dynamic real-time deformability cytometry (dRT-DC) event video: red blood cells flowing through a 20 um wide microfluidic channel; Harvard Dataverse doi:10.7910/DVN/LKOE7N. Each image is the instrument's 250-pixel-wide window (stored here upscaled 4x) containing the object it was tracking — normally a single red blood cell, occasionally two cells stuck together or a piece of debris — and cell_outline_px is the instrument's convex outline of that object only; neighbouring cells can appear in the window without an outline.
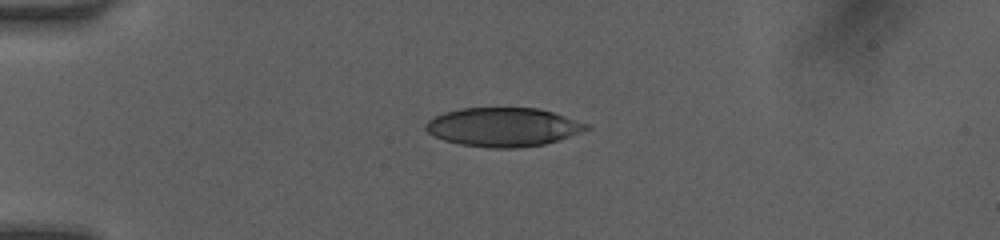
{"species": "human", "species_latin": "Homo sapiens", "temperature_condition": "room temperature", "stored_images_in_passage": 38, "camera_frame_rate_fps": 3000, "um_per_image_px": 0.085, "donor": {"sex": "female"}, "frame": {"image": 1, "passage_image": 1, "time_ms": 0.0, "image_size_px": [1000, 240], "cell_outline_px": [[592, 128], [544, 144], [516, 148], [492, 148], [460, 144], [444, 140], [428, 132], [424, 128], [424, 124], [428, 120], [444, 112], [464, 108], [536, 108], [552, 112], [588, 124]], "centroid_in_image_um": [42.74, 10.8], "position_along_channel_um": 42.3, "area_um2": 35.95}}
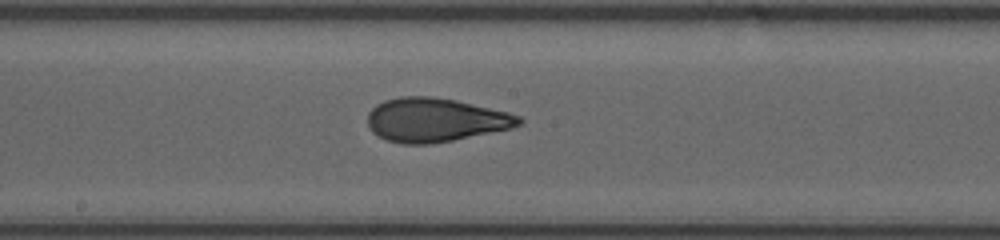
{"frame": {"image": 2, "passage_image": 16, "time_ms": 5.0, "image_size_px": [1000, 240], "cell_outline_px": [[524, 120], [520, 124], [512, 128], [452, 140], [428, 144], [400, 144], [388, 140], [372, 132], [368, 124], [368, 112], [376, 104], [384, 100], [400, 96], [432, 96], [456, 100], [508, 112], [520, 116]], "centroid_in_image_um": [36.99, 10.18], "position_along_channel_um": 211.2, "area_um2": 38.61}}
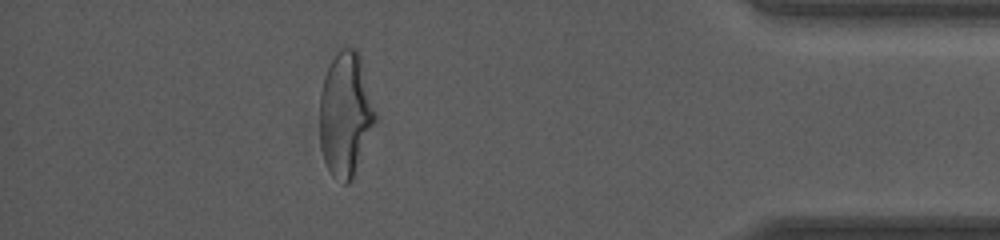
{"frame": {"image": 3, "passage_image": 33, "time_ms": 10.667, "image_size_px": [1000, 240], "cell_outline_px": [[376, 120], [352, 180], [348, 184], [344, 184], [332, 176], [324, 160], [320, 148], [320, 92], [324, 76], [336, 52], [340, 48], [356, 48], [360, 52], [376, 112]], "centroid_in_image_um": [29.36, 9.7], "position_along_channel_um": 405.8, "area_um2": 40.46}, "authors_computed_cell_mechanics": {"area_um2": 38.2636, "velocity_mm_per_s": 4.1215, "shape_relaxation_time_tau1_ms": 5.2059, "shape_relaxation_time_tau2_ms": 1.1816, "deformation_change_tau1": 0.2032, "deformation_change_tau2": 0.0848}}